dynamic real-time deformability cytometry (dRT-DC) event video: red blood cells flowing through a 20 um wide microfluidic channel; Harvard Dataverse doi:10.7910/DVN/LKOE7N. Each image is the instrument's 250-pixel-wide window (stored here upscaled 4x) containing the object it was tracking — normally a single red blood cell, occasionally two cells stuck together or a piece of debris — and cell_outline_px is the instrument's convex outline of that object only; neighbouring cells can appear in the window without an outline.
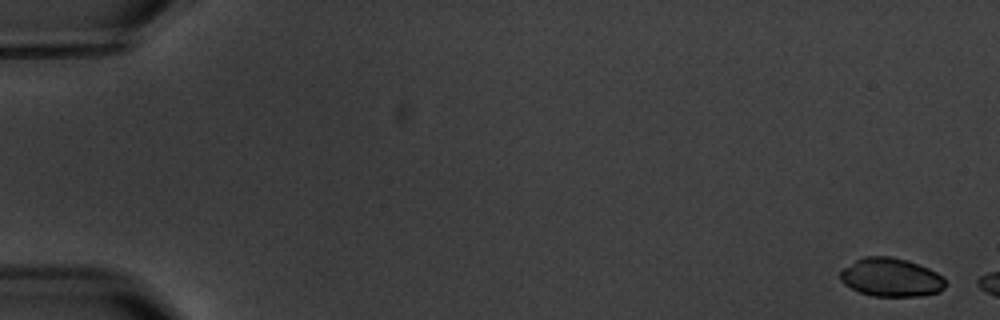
{"species": "common noctule bat (a hibernating species)", "species_latin": "Nyctalus noctula", "temperature_condition": "warm", "stored_images_in_passage": 3, "camera_frame_rate_fps": 3000, "um_per_image_px": 0.085, "animal": {"sex": "male", "body_mass_g": 20.1, "forearm_length_mm": 53.5}, "frame": {"image": 1, "passage_image": 1, "time_ms": 0.0, "image_size_px": [1000, 320], "cell_outline_px": [[944, 288], [940, 292], [920, 296], [872, 296], [860, 292], [844, 284], [840, 280], [840, 272], [844, 268], [856, 260], [864, 256], [888, 256], [908, 260], [928, 268], [944, 276]], "centroid_in_image_um": [75.75, 23.58], "position_along_channel_um": 9.3, "area_um2": 23.58}}